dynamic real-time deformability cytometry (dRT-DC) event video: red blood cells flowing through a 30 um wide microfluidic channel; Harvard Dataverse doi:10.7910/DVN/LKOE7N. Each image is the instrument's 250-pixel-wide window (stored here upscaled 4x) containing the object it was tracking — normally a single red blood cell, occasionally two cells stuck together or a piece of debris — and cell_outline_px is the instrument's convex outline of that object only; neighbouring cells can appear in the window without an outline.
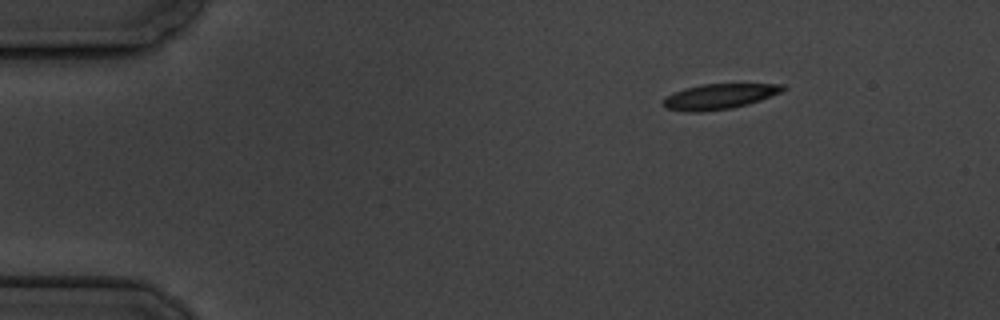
{"species": "common noctule bat (a hibernating species)", "species_latin": "Nyctalus noctula", "temperature_condition": "cold", "stored_images_in_passage": 6, "camera_frame_rate_fps": 3000, "um_per_image_px": 0.085, "animal": {"sex": "male", "body_mass_g": 19.5, "forearm_length_mm": 54.6}, "frame": {"image": 1, "passage_image": 1, "time_ms": 0.0, "image_size_px": [1000, 320], "cell_outline_px": [[788, 88], [780, 92], [760, 100], [748, 104], [732, 108], [704, 112], [688, 112], [664, 108], [664, 100], [668, 96], [684, 88], [704, 84], [784, 84]], "centroid_in_image_um": [61.16, 8.2], "position_along_channel_um": 23.8, "area_um2": 17.51}}
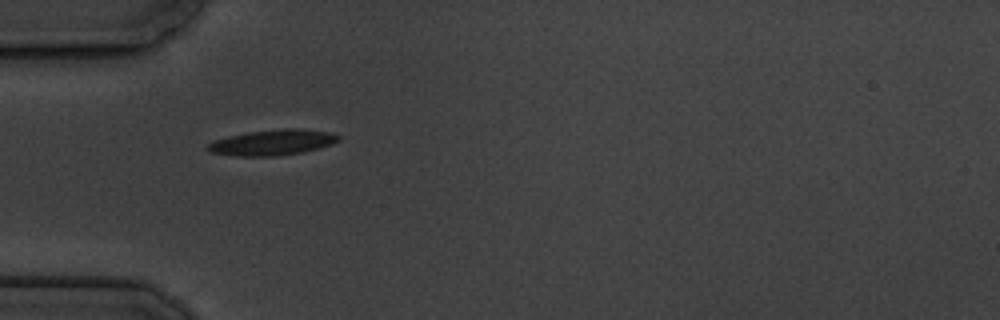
{"frame": {"image": 2, "passage_image": 4, "time_ms": 3.333, "image_size_px": [1000, 320], "cell_outline_px": [[340, 140], [332, 144], [320, 148], [304, 152], [276, 156], [236, 156], [212, 152], [204, 148], [212, 140], [228, 136], [248, 132], [284, 128], [300, 128], [332, 132], [340, 136]], "centroid_in_image_um": [23.19, 12.1], "position_along_channel_um": 61.8, "area_um2": 19.77}}